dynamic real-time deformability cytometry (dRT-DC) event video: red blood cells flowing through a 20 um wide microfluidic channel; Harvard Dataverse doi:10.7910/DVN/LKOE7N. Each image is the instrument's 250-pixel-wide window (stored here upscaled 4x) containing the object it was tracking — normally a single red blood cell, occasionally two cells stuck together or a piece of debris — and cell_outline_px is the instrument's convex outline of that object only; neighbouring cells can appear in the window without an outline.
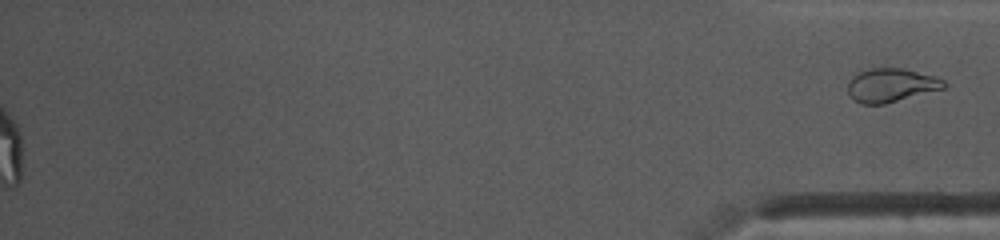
{"species": "common noctule bat (a hibernating species)", "species_latin": "Nyctalus noctula", "temperature_condition": "warm", "stored_images_in_passage": 40, "segment_of_instrument_passage": [2, 2], "camera_frame_rate_fps": 3000, "um_per_image_px": 0.085, "animal": {"sex": "female", "body_mass_g": 10.0, "forearm_length_mm": 53.1}, "frame": {"image": 1, "passage_image": 40, "time_ms": 13.0, "image_size_px": [1000, 240], "cell_outline_px": [[948, 84], [944, 88], [884, 104], [860, 104], [852, 100], [848, 92], [848, 80], [856, 72], [868, 68], [904, 68], [936, 76], [944, 80]], "centroid_in_image_um": [75.71, 7.23], "position_along_channel_um": 359.5, "area_um2": 19.13}}